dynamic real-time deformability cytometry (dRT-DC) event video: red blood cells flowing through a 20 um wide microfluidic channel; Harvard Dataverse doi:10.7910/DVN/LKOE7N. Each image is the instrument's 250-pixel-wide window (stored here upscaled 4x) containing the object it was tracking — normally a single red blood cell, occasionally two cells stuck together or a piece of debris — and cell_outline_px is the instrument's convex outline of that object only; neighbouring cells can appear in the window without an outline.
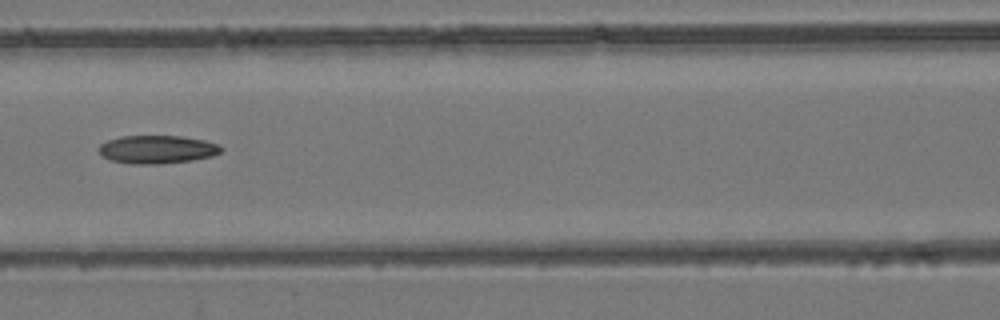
{"species": "common noctule bat (a hibernating species)", "species_latin": "Nyctalus noctula", "temperature_condition": "room temperature", "stored_images_in_passage": 4, "camera_frame_rate_fps": 3000, "um_per_image_px": 0.085, "animal": {"sex": "female", "body_mass_g": 24.6, "forearm_length_mm": 56.2}, "frame": {"image": 1, "passage_image": 3, "time_ms": 0.667, "image_size_px": [1000, 320], "cell_outline_px": [[224, 148], [220, 152], [212, 156], [192, 160], [160, 164], [128, 164], [112, 160], [104, 156], [100, 152], [100, 144], [108, 140], [120, 136], [180, 136], [204, 140], [220, 144]], "centroid_in_image_um": [13.39, 12.7], "position_along_channel_um": 153.2, "area_um2": 20.06}}
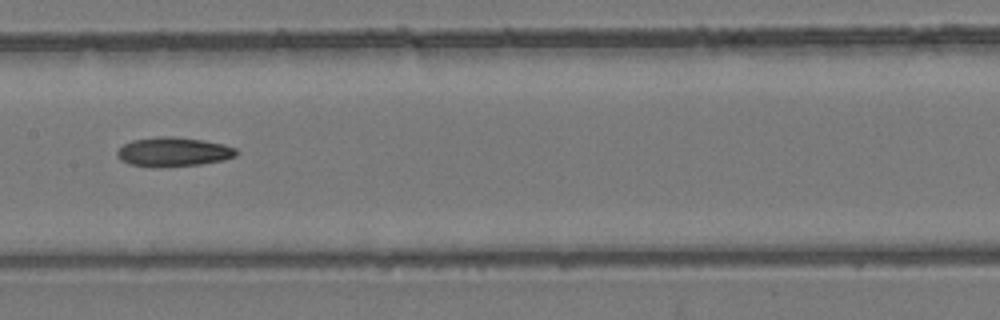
{"frame": {"image": 2, "passage_image": 4, "time_ms": 1.0, "image_size_px": [1000, 320], "cell_outline_px": [[240, 152], [236, 156], [224, 160], [200, 164], [132, 164], [120, 160], [116, 152], [124, 144], [132, 140], [156, 136], [172, 136], [204, 140], [224, 144], [236, 148]], "centroid_in_image_um": [14.81, 12.85], "position_along_channel_um": 192.6, "area_um2": 19.54}}